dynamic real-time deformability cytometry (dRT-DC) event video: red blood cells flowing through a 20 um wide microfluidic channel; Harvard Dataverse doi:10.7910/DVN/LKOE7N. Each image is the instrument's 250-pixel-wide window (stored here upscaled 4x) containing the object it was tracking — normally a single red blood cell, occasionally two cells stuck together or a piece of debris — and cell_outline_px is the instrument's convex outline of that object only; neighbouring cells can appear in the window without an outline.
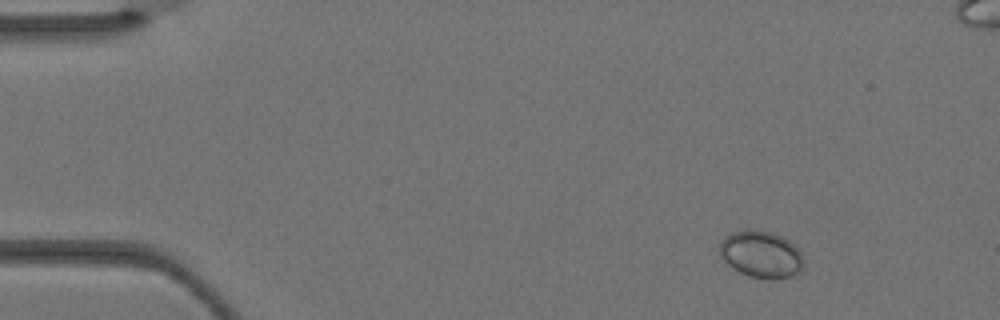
{"species": "Egyptian fruit bat (a non-hibernating species)", "species_latin": "Rousettus aegyptiacus", "temperature_condition": "warm", "stored_images_in_passage": 4, "camera_frame_rate_fps": 3000, "um_per_image_px": 0.085, "animal": {"sex": "female"}, "frame": {"image": 1, "passage_image": 1, "time_ms": 0.0, "image_size_px": [1000, 320], "cell_outline_px": [[804, 264], [800, 272], [796, 276], [776, 280], [772, 280], [748, 276], [732, 268], [720, 256], [720, 240], [724, 236], [732, 232], [748, 228], [772, 232], [788, 240], [800, 252], [804, 260]], "centroid_in_image_um": [64.7, 21.63], "position_along_channel_um": 20.3, "area_um2": 23.41}}